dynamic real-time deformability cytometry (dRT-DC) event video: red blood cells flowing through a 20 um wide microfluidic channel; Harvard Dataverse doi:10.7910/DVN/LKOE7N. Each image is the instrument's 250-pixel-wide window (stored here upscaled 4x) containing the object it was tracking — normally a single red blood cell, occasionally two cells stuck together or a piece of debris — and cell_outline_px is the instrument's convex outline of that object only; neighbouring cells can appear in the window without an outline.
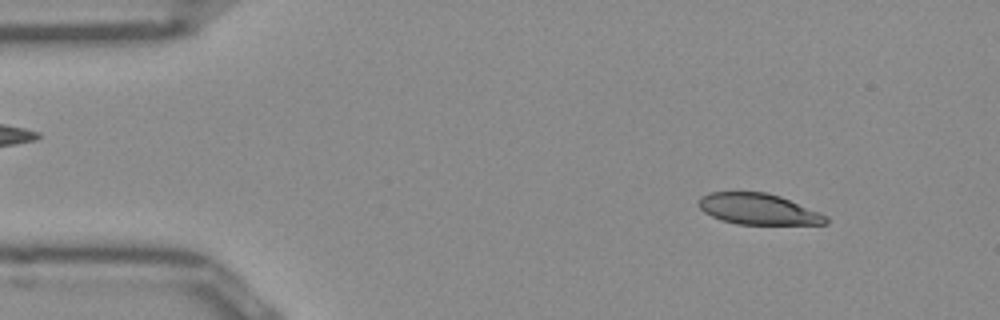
{"species": "Egyptian fruit bat (a non-hibernating species)", "species_latin": "Rousettus aegyptiacus", "temperature_condition": "room temperature", "stored_images_in_passage": 50, "camera_frame_rate_fps": 3000, "um_per_image_px": 0.085, "frame": {"image": 1, "passage_image": 5, "time_ms": 1.333, "image_size_px": [1000, 320], "cell_outline_px": [[828, 224], [736, 224], [720, 220], [704, 212], [696, 204], [696, 200], [700, 196], [712, 192], [768, 192], [780, 196], [820, 212], [828, 216]], "centroid_in_image_um": [64.43, 17.77], "position_along_channel_um": 20.6, "area_um2": 23.18}}
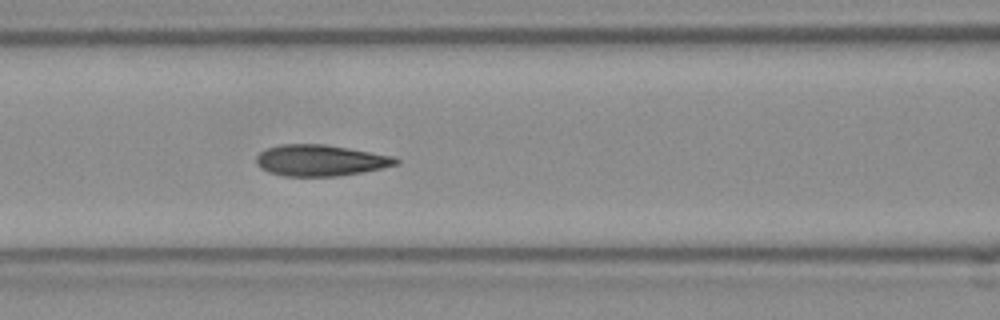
{"frame": {"image": 2, "passage_image": 20, "time_ms": 6.333, "image_size_px": [1000, 320], "cell_outline_px": [[400, 164], [384, 168], [340, 176], [284, 176], [268, 172], [260, 168], [256, 164], [256, 156], [260, 152], [268, 148], [280, 144], [324, 144], [348, 148], [392, 156], [400, 160]], "centroid_in_image_um": [27.23, 13.64], "position_along_channel_um": 139.4, "area_um2": 25.49}}
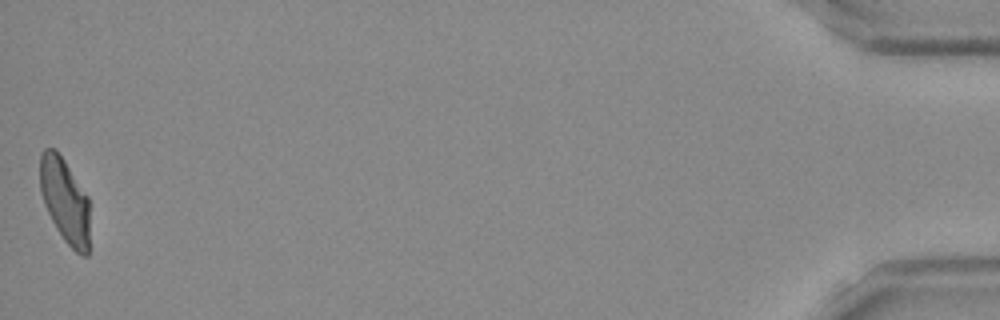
{"frame": {"image": 3, "passage_image": 50, "time_ms": 16.333, "image_size_px": [1000, 320], "cell_outline_px": [[88, 256], [80, 256], [64, 240], [56, 228], [48, 212], [40, 192], [40, 152], [44, 148], [52, 148], [64, 160], [88, 196]], "centroid_in_image_um": [5.5, 17.05], "position_along_channel_um": 429.7, "area_um2": 24.28}, "authors_computed_cell_mechanics": {"area_um2": 25.2297, "velocity_mm_per_s": 3.9118, "shape_relaxation_time_tau1_ms": 4.7242, "shape_relaxation_time_tau2_ms": 1.1756, "deformation_change_tau1": 0.1745, "deformation_change_tau2": 0.08}}